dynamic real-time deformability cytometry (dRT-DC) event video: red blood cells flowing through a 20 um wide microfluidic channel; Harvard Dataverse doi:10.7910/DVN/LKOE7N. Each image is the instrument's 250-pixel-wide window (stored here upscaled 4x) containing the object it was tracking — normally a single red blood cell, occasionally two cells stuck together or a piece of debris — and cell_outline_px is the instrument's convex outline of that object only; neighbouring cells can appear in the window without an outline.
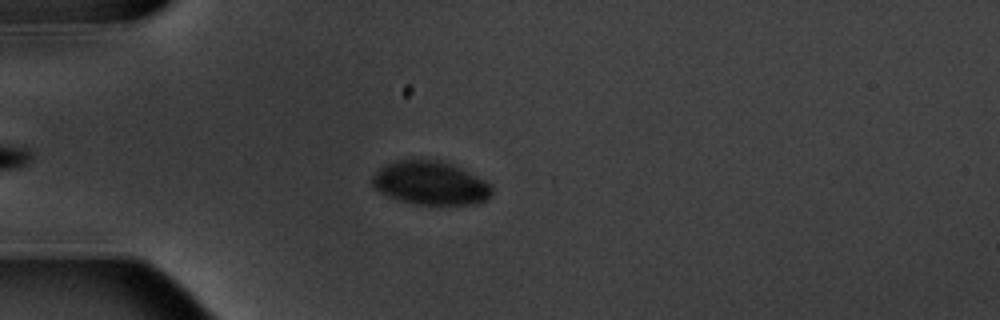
{"species": "common noctule bat (a hibernating species)", "species_latin": "Nyctalus noctula", "temperature_condition": "warm", "stored_images_in_passage": 9, "camera_frame_rate_fps": 3000, "um_per_image_px": 0.085, "animal": {"sex": "male", "body_mass_g": 20.1, "forearm_length_mm": 53.5}, "frame": {"image": 1, "passage_image": 4, "time_ms": 3.333, "image_size_px": [1000, 320], "cell_outline_px": [[492, 192], [484, 200], [476, 204], [416, 204], [396, 200], [380, 192], [372, 184], [372, 176], [380, 168], [396, 160], [440, 160], [452, 164], [492, 184]], "centroid_in_image_um": [36.57, 15.57], "position_along_channel_um": 48.4, "area_um2": 30.06}}